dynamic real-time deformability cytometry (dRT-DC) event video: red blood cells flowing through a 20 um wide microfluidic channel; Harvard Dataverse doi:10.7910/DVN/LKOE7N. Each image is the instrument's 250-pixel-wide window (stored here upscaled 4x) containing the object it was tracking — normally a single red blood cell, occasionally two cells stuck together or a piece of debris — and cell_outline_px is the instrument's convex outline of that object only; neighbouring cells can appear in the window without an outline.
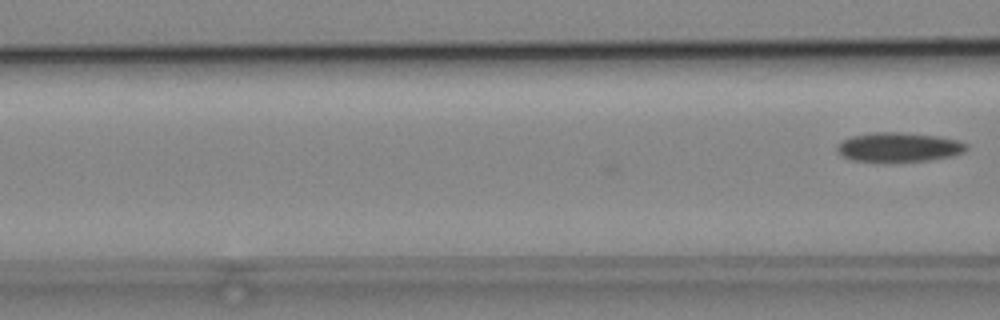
{"species": "common noctule bat (a hibernating species)", "species_latin": "Nyctalus noctula", "temperature_condition": "cold", "stored_images_in_passage": 6, "camera_frame_rate_fps": 3000, "um_per_image_px": 0.085, "animal": {"sex": "male", "body_mass_g": 19.2, "forearm_length_mm": 51.8}, "frame": {"image": 1, "passage_image": 6, "time_ms": 1.667, "image_size_px": [1000, 320], "cell_outline_px": [[968, 148], [964, 152], [952, 156], [928, 160], [892, 164], [880, 164], [852, 160], [840, 156], [836, 148], [836, 144], [852, 136], [872, 132], [904, 132], [936, 136], [956, 140], [968, 144]], "centroid_in_image_um": [76.34, 12.55], "position_along_channel_um": 90.3, "area_um2": 23.0}}